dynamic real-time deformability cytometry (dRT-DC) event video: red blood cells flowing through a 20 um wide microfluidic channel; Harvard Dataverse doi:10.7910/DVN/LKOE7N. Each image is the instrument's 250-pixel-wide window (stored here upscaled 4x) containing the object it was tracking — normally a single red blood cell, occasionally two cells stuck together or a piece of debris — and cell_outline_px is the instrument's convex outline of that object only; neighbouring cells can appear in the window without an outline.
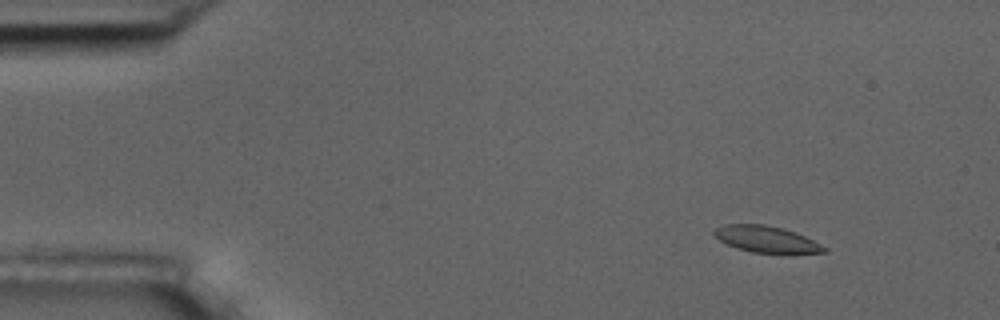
{"species": "common noctule bat (a hibernating species)", "species_latin": "Nyctalus noctula", "temperature_condition": "room temperature", "stored_images_in_passage": 7, "camera_frame_rate_fps": 3000, "um_per_image_px": 0.085, "animal": {"sex": "male", "body_mass_g": 17.5, "forearm_length_mm": 52.3}, "frame": {"image": 1, "passage_image": 2, "time_ms": 1.0, "image_size_px": [1000, 320], "cell_outline_px": [[828, 252], [792, 256], [788, 256], [752, 252], [736, 248], [720, 240], [712, 232], [716, 228], [724, 224], [764, 224], [796, 232], [828, 248]], "centroid_in_image_um": [65.24, 20.39], "position_along_channel_um": 19.8, "area_um2": 17.63}}
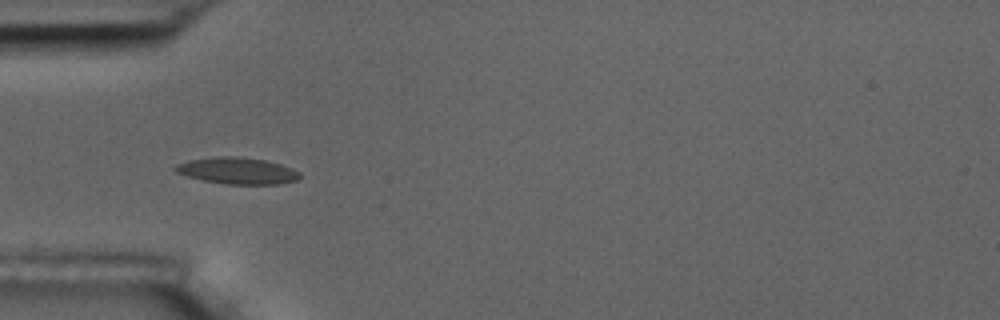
{"frame": {"image": 2, "passage_image": 5, "time_ms": 4.667, "image_size_px": [1000, 320], "cell_outline_px": [[300, 176], [296, 180], [280, 184], [224, 184], [204, 180], [188, 176], [176, 172], [172, 168], [176, 164], [188, 160], [216, 156], [236, 156], [264, 160], [280, 164], [300, 172]], "centroid_in_image_um": [20.14, 14.51], "position_along_channel_um": 64.9, "area_um2": 19.19}}